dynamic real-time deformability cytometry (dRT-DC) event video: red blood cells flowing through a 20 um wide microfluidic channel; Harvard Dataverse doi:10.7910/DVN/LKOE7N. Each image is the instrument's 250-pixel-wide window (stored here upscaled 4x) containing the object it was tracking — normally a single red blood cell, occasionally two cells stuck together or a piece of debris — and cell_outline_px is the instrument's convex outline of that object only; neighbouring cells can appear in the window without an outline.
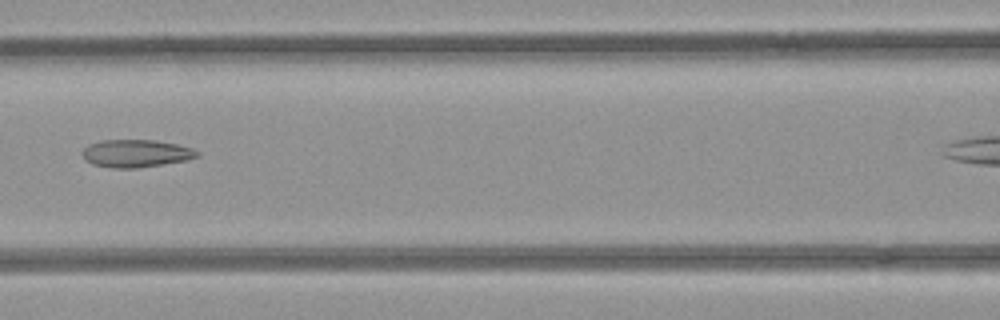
{"species": "common noctule bat (a hibernating species)", "species_latin": "Nyctalus noctula", "temperature_condition": "room temperature", "stored_images_in_passage": 7, "segment_of_instrument_passage": [1, 2], "camera_frame_rate_fps": 3000, "um_per_image_px": 0.085, "animal": {"sex": "female", "body_mass_g": 21.9}, "frame": {"image": 1, "passage_image": 6, "time_ms": 1.667, "image_size_px": [1000, 320], "cell_outline_px": [[200, 156], [184, 160], [136, 168], [112, 168], [92, 164], [84, 160], [80, 152], [88, 144], [100, 140], [152, 140], [176, 144], [192, 148], [200, 152]], "centroid_in_image_um": [11.5, 13.03], "position_along_channel_um": 155.1, "area_um2": 18.5}}